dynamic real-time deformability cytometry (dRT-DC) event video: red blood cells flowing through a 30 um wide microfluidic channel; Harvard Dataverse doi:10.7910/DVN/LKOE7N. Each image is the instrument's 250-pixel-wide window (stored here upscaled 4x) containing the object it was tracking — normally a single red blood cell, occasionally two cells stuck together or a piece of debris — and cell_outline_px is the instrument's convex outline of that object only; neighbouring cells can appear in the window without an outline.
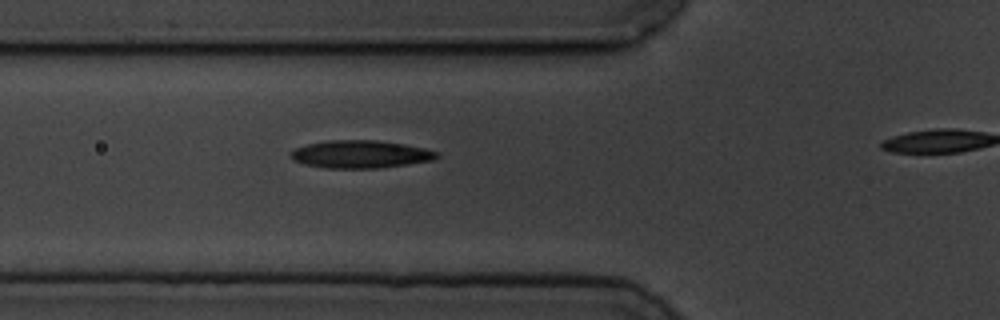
{"species": "common noctule bat (a hibernating species)", "species_latin": "Nyctalus noctula", "temperature_condition": "cold", "stored_images_in_passage": 5, "camera_frame_rate_fps": 3000, "um_per_image_px": 0.085, "animal": {"sex": "male", "body_mass_g": 19.5, "forearm_length_mm": 54.6}, "frame": {"image": 1, "passage_image": 4, "time_ms": 3.333, "image_size_px": [1000, 320], "cell_outline_px": [[440, 156], [432, 160], [408, 164], [380, 168], [324, 168], [304, 164], [292, 160], [292, 152], [296, 148], [308, 144], [328, 140], [376, 140], [404, 144], [424, 148], [440, 152]], "centroid_in_image_um": [30.67, 13.11], "position_along_channel_um": 95.1, "area_um2": 23.58}}